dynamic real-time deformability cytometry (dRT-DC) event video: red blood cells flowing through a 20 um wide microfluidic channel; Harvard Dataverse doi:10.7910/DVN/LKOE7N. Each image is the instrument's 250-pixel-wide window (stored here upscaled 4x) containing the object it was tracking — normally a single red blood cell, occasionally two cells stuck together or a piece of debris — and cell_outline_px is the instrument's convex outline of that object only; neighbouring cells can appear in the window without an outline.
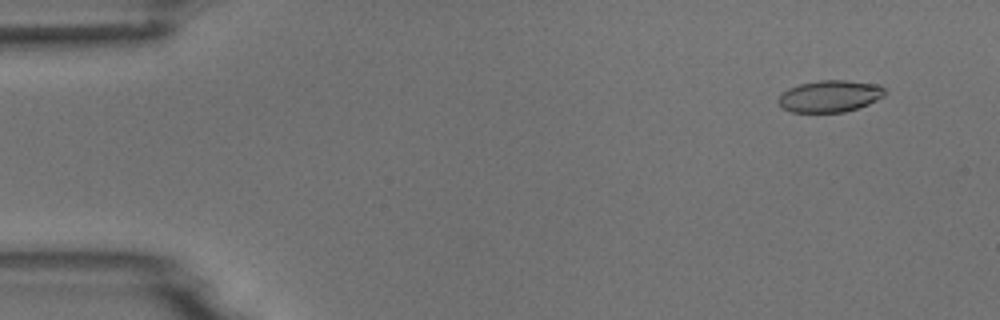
{"species": "common noctule bat (a hibernating species)", "species_latin": "Nyctalus noctula", "temperature_condition": "room temperature", "stored_images_in_passage": 5, "segment_of_instrument_passage": [2, 2], "camera_frame_rate_fps": 3000, "um_per_image_px": 0.085, "animal": {"sex": "male", "body_mass_g": 18.8}, "frame": {"image": 1, "passage_image": 5, "time_ms": 5.333, "image_size_px": [1000, 320], "cell_outline_px": [[884, 96], [868, 104], [844, 112], [792, 112], [784, 108], [776, 100], [780, 92], [788, 88], [800, 84], [820, 80], [844, 80], [880, 84], [884, 88]], "centroid_in_image_um": [70.51, 8.16], "position_along_channel_um": 14.5, "area_um2": 19.77}}